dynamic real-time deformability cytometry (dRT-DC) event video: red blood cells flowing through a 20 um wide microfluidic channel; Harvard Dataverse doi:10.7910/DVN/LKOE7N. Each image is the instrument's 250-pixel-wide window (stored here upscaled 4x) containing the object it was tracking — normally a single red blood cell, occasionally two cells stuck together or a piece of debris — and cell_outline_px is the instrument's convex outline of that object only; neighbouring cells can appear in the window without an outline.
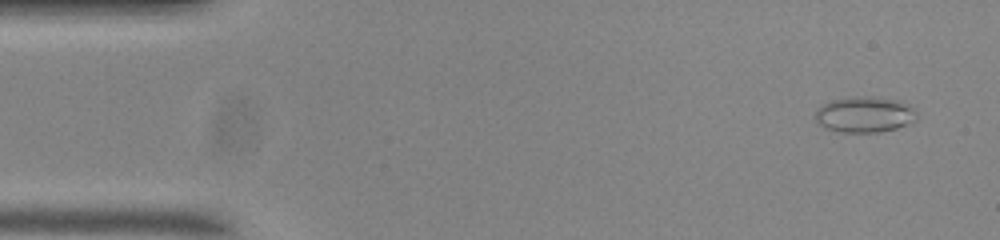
{"species": "common noctule bat (a hibernating species)", "species_latin": "Nyctalus noctula", "temperature_condition": "room temperature", "stored_images_in_passage": 54, "camera_frame_rate_fps": 3000, "um_per_image_px": 0.085, "animal": {"sex": "male", "body_mass_g": 20.0, "forearm_length_mm": 53.3}, "frame": {"image": 1, "passage_image": 3, "time_ms": 0.667, "image_size_px": [1000, 240], "cell_outline_px": [[916, 120], [908, 124], [896, 128], [880, 132], [840, 132], [824, 128], [816, 120], [816, 108], [832, 100], [848, 96], [872, 96], [900, 100], [908, 104], [916, 112]], "centroid_in_image_um": [73.49, 9.72], "position_along_channel_um": 11.5, "area_um2": 21.39}}
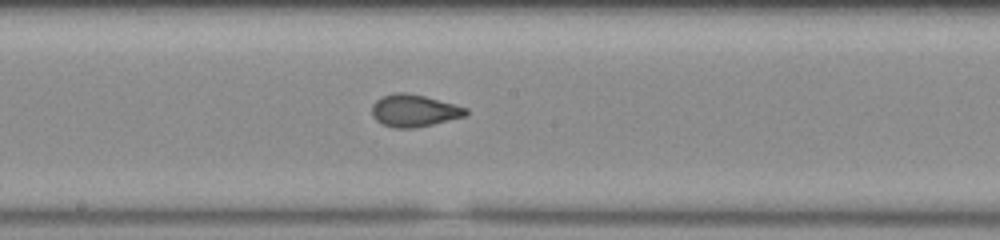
{"frame": {"image": 2, "passage_image": 28, "time_ms": 9.0, "image_size_px": [1000, 240], "cell_outline_px": [[468, 112], [464, 116], [432, 124], [412, 128], [392, 128], [376, 120], [372, 116], [372, 104], [376, 100], [384, 96], [396, 92], [404, 92], [424, 96], [468, 108]], "centroid_in_image_um": [35.17, 9.4], "position_along_channel_um": 213.0, "area_um2": 17.4}}
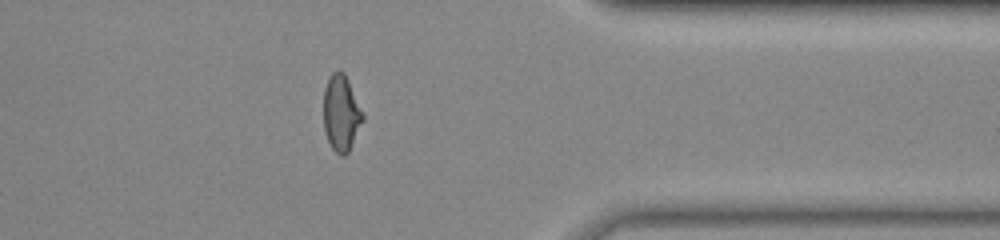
{"frame": {"image": 3, "passage_image": 43, "time_ms": 14.0, "image_size_px": [1000, 240], "cell_outline_px": [[364, 120], [348, 152], [344, 156], [340, 156], [332, 148], [324, 132], [324, 88], [332, 72], [344, 72], [348, 80], [364, 116]], "centroid_in_image_um": [29.0, 9.65], "position_along_channel_um": 382.4, "area_um2": 17.17}, "authors_computed_cell_mechanics": {"area_um2": 17.7735, "velocity_mm_per_s": 3.7165, "shape_relaxation_time_tau1_ms": 6.0804, "shape_relaxation_time_tau2_ms": 1.0938, "deformation_change_tau1": 0.1661, "deformation_change_tau2": 0.0531}}